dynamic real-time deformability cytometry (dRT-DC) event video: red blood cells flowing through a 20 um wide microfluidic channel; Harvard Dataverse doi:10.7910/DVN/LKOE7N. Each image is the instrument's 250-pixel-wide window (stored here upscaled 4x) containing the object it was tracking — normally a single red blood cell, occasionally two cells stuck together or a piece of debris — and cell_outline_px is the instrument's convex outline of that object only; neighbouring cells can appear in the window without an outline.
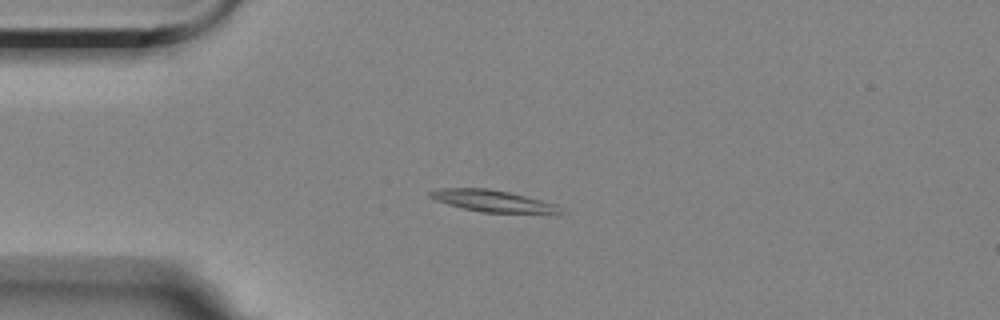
{"species": "Egyptian fruit bat (a non-hibernating species)", "species_latin": "Rousettus aegyptiacus", "temperature_condition": "room temperature", "stored_images_in_passage": 6, "camera_frame_rate_fps": 3000, "um_per_image_px": 0.085, "animal": {"sex": "female"}, "frame": {"image": 1, "passage_image": 3, "time_ms": 2.333, "image_size_px": [1000, 320], "cell_outline_px": [[568, 212], [560, 216], [556, 216], [480, 212], [448, 204], [436, 200], [428, 196], [428, 192], [440, 188], [488, 188], [528, 196], [556, 204], [564, 208]], "centroid_in_image_um": [42.15, 17.14], "position_along_channel_um": 42.9, "area_um2": 17.57}}
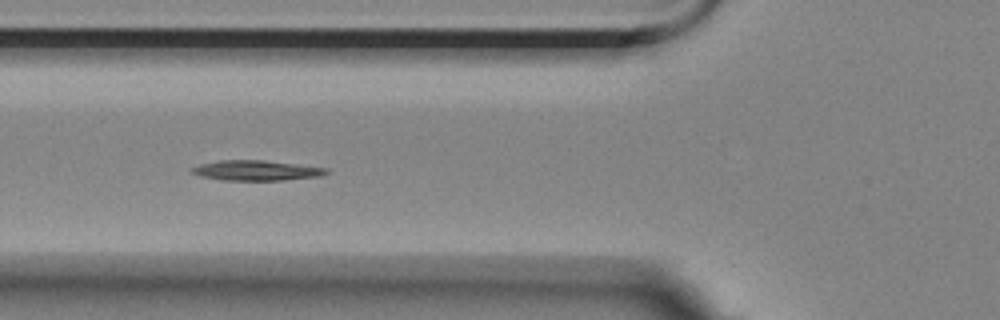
{"frame": {"image": 2, "passage_image": 5, "time_ms": 4.667, "image_size_px": [1000, 320], "cell_outline_px": [[328, 172], [320, 176], [284, 180], [220, 180], [200, 176], [192, 172], [192, 168], [200, 164], [220, 160], [264, 160], [328, 168]], "centroid_in_image_um": [21.78, 14.49], "position_along_channel_um": 104.0, "area_um2": 15.66}}
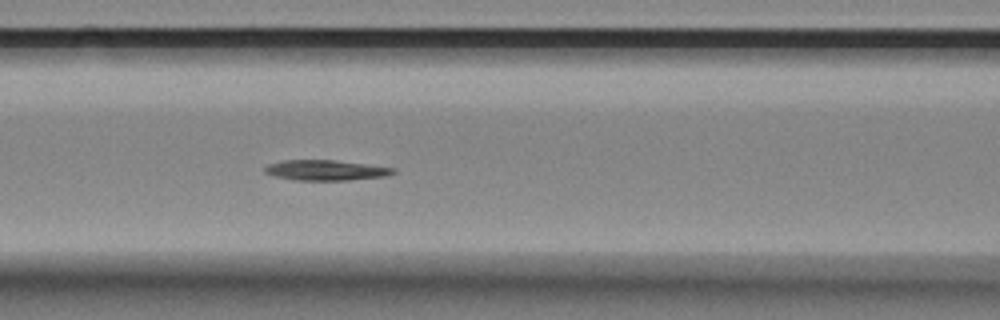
{"frame": {"image": 3, "passage_image": 6, "time_ms": 5.667, "image_size_px": [1000, 320], "cell_outline_px": [[396, 172], [384, 176], [348, 180], [296, 180], [276, 176], [264, 172], [264, 168], [268, 164], [284, 160], [336, 160], [396, 168]], "centroid_in_image_um": [27.69, 14.46], "position_along_channel_um": 138.9, "area_um2": 15.09}}